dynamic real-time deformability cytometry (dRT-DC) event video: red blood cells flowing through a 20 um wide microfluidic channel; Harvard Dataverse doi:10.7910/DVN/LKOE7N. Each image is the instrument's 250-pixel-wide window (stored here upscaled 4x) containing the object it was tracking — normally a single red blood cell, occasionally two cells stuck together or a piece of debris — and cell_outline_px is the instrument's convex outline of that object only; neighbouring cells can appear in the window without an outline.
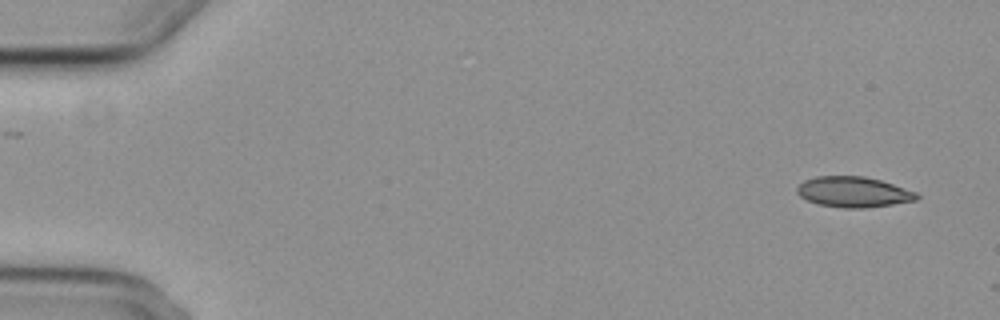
{"species": "common noctule bat (a hibernating species)", "species_latin": "Nyctalus noctula", "temperature_condition": "cold", "stored_images_in_passage": 2, "camera_frame_rate_fps": 3000, "um_per_image_px": 0.085, "animal": {"sex": "female", "body_mass_g": 29.2, "forearm_length_mm": 56.3}, "frame": {"image": 1, "passage_image": 2, "time_ms": 1.333, "image_size_px": [1000, 320], "cell_outline_px": [[920, 196], [916, 200], [892, 204], [864, 208], [844, 208], [820, 204], [808, 200], [800, 196], [796, 192], [796, 188], [804, 180], [816, 176], [864, 176], [880, 180], [916, 192]], "centroid_in_image_um": [72.53, 16.31], "position_along_channel_um": 12.5, "area_um2": 21.1}}